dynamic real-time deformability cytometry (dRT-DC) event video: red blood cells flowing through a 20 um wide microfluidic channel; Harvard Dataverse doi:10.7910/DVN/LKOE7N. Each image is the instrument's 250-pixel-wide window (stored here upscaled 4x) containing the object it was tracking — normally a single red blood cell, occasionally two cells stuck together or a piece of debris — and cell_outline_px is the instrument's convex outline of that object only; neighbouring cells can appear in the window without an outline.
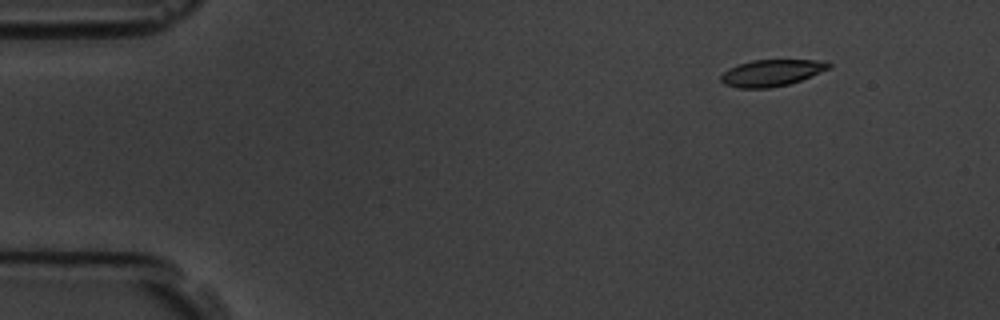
{"species": "common noctule bat (a hibernating species)", "species_latin": "Nyctalus noctula", "temperature_condition": "room temperature", "stored_images_in_passage": 4, "camera_frame_rate_fps": 3000, "um_per_image_px": 0.085, "animal": {"sex": "male", "body_mass_g": 19.5, "forearm_length_mm": 54.6}, "frame": {"image": 1, "passage_image": 2, "time_ms": 1.333, "image_size_px": [1000, 320], "cell_outline_px": [[832, 68], [800, 80], [788, 84], [768, 88], [736, 88], [724, 84], [720, 80], [720, 76], [728, 68], [736, 64], [752, 60], [828, 60], [832, 64]], "centroid_in_image_um": [65.59, 6.18], "position_along_channel_um": 19.4, "area_um2": 16.94}}